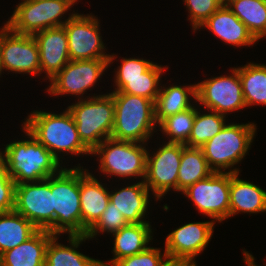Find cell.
Instances as JSON below:
<instances>
[{"label":"cell","mask_w":266,"mask_h":266,"mask_svg":"<svg viewBox=\"0 0 266 266\" xmlns=\"http://www.w3.org/2000/svg\"><path fill=\"white\" fill-rule=\"evenodd\" d=\"M22 129L28 139L11 142L0 151V159L14 182H37L57 174L63 168L60 162L31 133Z\"/></svg>","instance_id":"cell-1"},{"label":"cell","mask_w":266,"mask_h":266,"mask_svg":"<svg viewBox=\"0 0 266 266\" xmlns=\"http://www.w3.org/2000/svg\"><path fill=\"white\" fill-rule=\"evenodd\" d=\"M22 126L60 162V154L91 155L81 141L68 109L60 114L34 110ZM60 153V154H59Z\"/></svg>","instance_id":"cell-2"},{"label":"cell","mask_w":266,"mask_h":266,"mask_svg":"<svg viewBox=\"0 0 266 266\" xmlns=\"http://www.w3.org/2000/svg\"><path fill=\"white\" fill-rule=\"evenodd\" d=\"M114 101V126L111 138L147 143L154 134L155 102L145 97L112 91ZM155 128V129H154Z\"/></svg>","instance_id":"cell-3"},{"label":"cell","mask_w":266,"mask_h":266,"mask_svg":"<svg viewBox=\"0 0 266 266\" xmlns=\"http://www.w3.org/2000/svg\"><path fill=\"white\" fill-rule=\"evenodd\" d=\"M256 130V124L251 122L226 124L201 147L210 169L218 173H225L226 169L228 173H240L238 168L233 167L247 155Z\"/></svg>","instance_id":"cell-4"},{"label":"cell","mask_w":266,"mask_h":266,"mask_svg":"<svg viewBox=\"0 0 266 266\" xmlns=\"http://www.w3.org/2000/svg\"><path fill=\"white\" fill-rule=\"evenodd\" d=\"M53 235H81L80 164L51 176Z\"/></svg>","instance_id":"cell-5"},{"label":"cell","mask_w":266,"mask_h":266,"mask_svg":"<svg viewBox=\"0 0 266 266\" xmlns=\"http://www.w3.org/2000/svg\"><path fill=\"white\" fill-rule=\"evenodd\" d=\"M69 105L79 137L92 152L104 140L111 137L114 126V101L110 93L87 96Z\"/></svg>","instance_id":"cell-6"},{"label":"cell","mask_w":266,"mask_h":266,"mask_svg":"<svg viewBox=\"0 0 266 266\" xmlns=\"http://www.w3.org/2000/svg\"><path fill=\"white\" fill-rule=\"evenodd\" d=\"M23 1V2H22ZM5 25L18 34L34 35L39 31L63 26L67 19L61 18L78 0H22ZM62 20V21H61Z\"/></svg>","instance_id":"cell-7"},{"label":"cell","mask_w":266,"mask_h":266,"mask_svg":"<svg viewBox=\"0 0 266 266\" xmlns=\"http://www.w3.org/2000/svg\"><path fill=\"white\" fill-rule=\"evenodd\" d=\"M147 143L107 138L91 155H98L99 169L104 175L121 178L141 177L144 180L147 162Z\"/></svg>","instance_id":"cell-8"},{"label":"cell","mask_w":266,"mask_h":266,"mask_svg":"<svg viewBox=\"0 0 266 266\" xmlns=\"http://www.w3.org/2000/svg\"><path fill=\"white\" fill-rule=\"evenodd\" d=\"M99 21L92 14L76 13L63 25L66 30L70 60L109 59L110 66L114 58H117L114 53L110 55L105 52L106 46L100 36Z\"/></svg>","instance_id":"cell-9"},{"label":"cell","mask_w":266,"mask_h":266,"mask_svg":"<svg viewBox=\"0 0 266 266\" xmlns=\"http://www.w3.org/2000/svg\"><path fill=\"white\" fill-rule=\"evenodd\" d=\"M196 102L205 110L227 115L246 108L238 68L231 69V75L208 78L196 84Z\"/></svg>","instance_id":"cell-10"},{"label":"cell","mask_w":266,"mask_h":266,"mask_svg":"<svg viewBox=\"0 0 266 266\" xmlns=\"http://www.w3.org/2000/svg\"><path fill=\"white\" fill-rule=\"evenodd\" d=\"M182 194L193 201L196 209L215 222L229 218L230 173L213 172L185 189Z\"/></svg>","instance_id":"cell-11"},{"label":"cell","mask_w":266,"mask_h":266,"mask_svg":"<svg viewBox=\"0 0 266 266\" xmlns=\"http://www.w3.org/2000/svg\"><path fill=\"white\" fill-rule=\"evenodd\" d=\"M14 211L28 219L38 230L53 234L51 176L37 182L16 184Z\"/></svg>","instance_id":"cell-12"},{"label":"cell","mask_w":266,"mask_h":266,"mask_svg":"<svg viewBox=\"0 0 266 266\" xmlns=\"http://www.w3.org/2000/svg\"><path fill=\"white\" fill-rule=\"evenodd\" d=\"M161 146L152 154L147 152L146 173L143 180L148 190L151 189L155 200L161 199L170 190L177 192L182 149L186 145L167 142Z\"/></svg>","instance_id":"cell-13"},{"label":"cell","mask_w":266,"mask_h":266,"mask_svg":"<svg viewBox=\"0 0 266 266\" xmlns=\"http://www.w3.org/2000/svg\"><path fill=\"white\" fill-rule=\"evenodd\" d=\"M109 59L70 60L51 80L47 92L51 95L81 97L103 76ZM82 95V96H81Z\"/></svg>","instance_id":"cell-14"},{"label":"cell","mask_w":266,"mask_h":266,"mask_svg":"<svg viewBox=\"0 0 266 266\" xmlns=\"http://www.w3.org/2000/svg\"><path fill=\"white\" fill-rule=\"evenodd\" d=\"M0 53L3 71L39 76V47L33 35L15 33L4 24L0 29Z\"/></svg>","instance_id":"cell-15"},{"label":"cell","mask_w":266,"mask_h":266,"mask_svg":"<svg viewBox=\"0 0 266 266\" xmlns=\"http://www.w3.org/2000/svg\"><path fill=\"white\" fill-rule=\"evenodd\" d=\"M213 220L190 222L167 235L165 251L170 262H195V258L205 250L213 235Z\"/></svg>","instance_id":"cell-16"},{"label":"cell","mask_w":266,"mask_h":266,"mask_svg":"<svg viewBox=\"0 0 266 266\" xmlns=\"http://www.w3.org/2000/svg\"><path fill=\"white\" fill-rule=\"evenodd\" d=\"M39 47L40 74L51 80L69 61L68 40L63 26L39 31L33 35Z\"/></svg>","instance_id":"cell-17"},{"label":"cell","mask_w":266,"mask_h":266,"mask_svg":"<svg viewBox=\"0 0 266 266\" xmlns=\"http://www.w3.org/2000/svg\"><path fill=\"white\" fill-rule=\"evenodd\" d=\"M80 166L81 235L99 220L109 203V190L94 174Z\"/></svg>","instance_id":"cell-18"},{"label":"cell","mask_w":266,"mask_h":266,"mask_svg":"<svg viewBox=\"0 0 266 266\" xmlns=\"http://www.w3.org/2000/svg\"><path fill=\"white\" fill-rule=\"evenodd\" d=\"M207 28L224 43L233 46H251L258 40L252 35L245 24L227 7L222 5L213 13L199 29Z\"/></svg>","instance_id":"cell-19"},{"label":"cell","mask_w":266,"mask_h":266,"mask_svg":"<svg viewBox=\"0 0 266 266\" xmlns=\"http://www.w3.org/2000/svg\"><path fill=\"white\" fill-rule=\"evenodd\" d=\"M118 190L109 193V201L115 205L125 220L129 224L149 222L145 220V215L150 205V191L144 181L141 180Z\"/></svg>","instance_id":"cell-20"},{"label":"cell","mask_w":266,"mask_h":266,"mask_svg":"<svg viewBox=\"0 0 266 266\" xmlns=\"http://www.w3.org/2000/svg\"><path fill=\"white\" fill-rule=\"evenodd\" d=\"M152 229L149 222L132 223L122 227L119 231L113 233L114 247L112 253L114 257L105 263L101 261V266H113L122 258L133 256L144 251L152 238ZM110 263V264H109Z\"/></svg>","instance_id":"cell-21"},{"label":"cell","mask_w":266,"mask_h":266,"mask_svg":"<svg viewBox=\"0 0 266 266\" xmlns=\"http://www.w3.org/2000/svg\"><path fill=\"white\" fill-rule=\"evenodd\" d=\"M238 173H230L229 217L240 213L266 212V191L252 182L242 180Z\"/></svg>","instance_id":"cell-22"},{"label":"cell","mask_w":266,"mask_h":266,"mask_svg":"<svg viewBox=\"0 0 266 266\" xmlns=\"http://www.w3.org/2000/svg\"><path fill=\"white\" fill-rule=\"evenodd\" d=\"M55 235L38 230L31 238L0 256V266H44L46 249Z\"/></svg>","instance_id":"cell-23"},{"label":"cell","mask_w":266,"mask_h":266,"mask_svg":"<svg viewBox=\"0 0 266 266\" xmlns=\"http://www.w3.org/2000/svg\"><path fill=\"white\" fill-rule=\"evenodd\" d=\"M58 237L55 235L49 241L44 266H101V260L93 259L76 250L83 241L89 240L86 235L68 236L70 246L59 243Z\"/></svg>","instance_id":"cell-24"},{"label":"cell","mask_w":266,"mask_h":266,"mask_svg":"<svg viewBox=\"0 0 266 266\" xmlns=\"http://www.w3.org/2000/svg\"><path fill=\"white\" fill-rule=\"evenodd\" d=\"M192 99L196 100V84L183 87L161 85L155 102L156 123L159 124L164 118L191 108L194 105L190 103Z\"/></svg>","instance_id":"cell-25"},{"label":"cell","mask_w":266,"mask_h":266,"mask_svg":"<svg viewBox=\"0 0 266 266\" xmlns=\"http://www.w3.org/2000/svg\"><path fill=\"white\" fill-rule=\"evenodd\" d=\"M38 229L21 214L0 213V256L31 238Z\"/></svg>","instance_id":"cell-26"},{"label":"cell","mask_w":266,"mask_h":266,"mask_svg":"<svg viewBox=\"0 0 266 266\" xmlns=\"http://www.w3.org/2000/svg\"><path fill=\"white\" fill-rule=\"evenodd\" d=\"M212 173L213 171L210 169L202 149L185 146L182 149L178 170L177 192H183L190 185L208 177Z\"/></svg>","instance_id":"cell-27"},{"label":"cell","mask_w":266,"mask_h":266,"mask_svg":"<svg viewBox=\"0 0 266 266\" xmlns=\"http://www.w3.org/2000/svg\"><path fill=\"white\" fill-rule=\"evenodd\" d=\"M226 5L258 41L266 37V0H228Z\"/></svg>","instance_id":"cell-28"},{"label":"cell","mask_w":266,"mask_h":266,"mask_svg":"<svg viewBox=\"0 0 266 266\" xmlns=\"http://www.w3.org/2000/svg\"><path fill=\"white\" fill-rule=\"evenodd\" d=\"M246 106H266V64L248 63L238 67Z\"/></svg>","instance_id":"cell-29"},{"label":"cell","mask_w":266,"mask_h":266,"mask_svg":"<svg viewBox=\"0 0 266 266\" xmlns=\"http://www.w3.org/2000/svg\"><path fill=\"white\" fill-rule=\"evenodd\" d=\"M165 68L168 69V66L164 67L154 63L143 73L141 78L115 79L116 88L114 91L145 97L156 102L161 87V76Z\"/></svg>","instance_id":"cell-30"},{"label":"cell","mask_w":266,"mask_h":266,"mask_svg":"<svg viewBox=\"0 0 266 266\" xmlns=\"http://www.w3.org/2000/svg\"><path fill=\"white\" fill-rule=\"evenodd\" d=\"M200 113L196 108V115L191 135L185 143L187 147L201 148L226 125V116L214 111Z\"/></svg>","instance_id":"cell-31"},{"label":"cell","mask_w":266,"mask_h":266,"mask_svg":"<svg viewBox=\"0 0 266 266\" xmlns=\"http://www.w3.org/2000/svg\"><path fill=\"white\" fill-rule=\"evenodd\" d=\"M196 115V107L170 115L164 118L157 126L163 134L167 135L168 142L185 144L192 132Z\"/></svg>","instance_id":"cell-32"},{"label":"cell","mask_w":266,"mask_h":266,"mask_svg":"<svg viewBox=\"0 0 266 266\" xmlns=\"http://www.w3.org/2000/svg\"><path fill=\"white\" fill-rule=\"evenodd\" d=\"M128 224L123 215L115 208V205L109 201L107 208L99 220L87 231L86 236L88 239L96 238L100 232L112 235Z\"/></svg>","instance_id":"cell-33"},{"label":"cell","mask_w":266,"mask_h":266,"mask_svg":"<svg viewBox=\"0 0 266 266\" xmlns=\"http://www.w3.org/2000/svg\"><path fill=\"white\" fill-rule=\"evenodd\" d=\"M189 13L188 20L191 21L195 32L200 26L215 13L222 4L218 0H183Z\"/></svg>","instance_id":"cell-34"},{"label":"cell","mask_w":266,"mask_h":266,"mask_svg":"<svg viewBox=\"0 0 266 266\" xmlns=\"http://www.w3.org/2000/svg\"><path fill=\"white\" fill-rule=\"evenodd\" d=\"M160 250L149 246L136 255L118 260L113 266H168L170 261L167 253L164 250L162 254Z\"/></svg>","instance_id":"cell-35"},{"label":"cell","mask_w":266,"mask_h":266,"mask_svg":"<svg viewBox=\"0 0 266 266\" xmlns=\"http://www.w3.org/2000/svg\"><path fill=\"white\" fill-rule=\"evenodd\" d=\"M16 183L0 159V213L14 211Z\"/></svg>","instance_id":"cell-36"},{"label":"cell","mask_w":266,"mask_h":266,"mask_svg":"<svg viewBox=\"0 0 266 266\" xmlns=\"http://www.w3.org/2000/svg\"><path fill=\"white\" fill-rule=\"evenodd\" d=\"M121 65L115 71L114 79H135L143 77L154 63L140 58H122Z\"/></svg>","instance_id":"cell-37"},{"label":"cell","mask_w":266,"mask_h":266,"mask_svg":"<svg viewBox=\"0 0 266 266\" xmlns=\"http://www.w3.org/2000/svg\"><path fill=\"white\" fill-rule=\"evenodd\" d=\"M243 253H244V260L243 261H245L247 266H258L255 264V261H254L255 258L252 254H250L248 251H244V250H243Z\"/></svg>","instance_id":"cell-38"},{"label":"cell","mask_w":266,"mask_h":266,"mask_svg":"<svg viewBox=\"0 0 266 266\" xmlns=\"http://www.w3.org/2000/svg\"><path fill=\"white\" fill-rule=\"evenodd\" d=\"M168 266H198L195 262H170Z\"/></svg>","instance_id":"cell-39"},{"label":"cell","mask_w":266,"mask_h":266,"mask_svg":"<svg viewBox=\"0 0 266 266\" xmlns=\"http://www.w3.org/2000/svg\"><path fill=\"white\" fill-rule=\"evenodd\" d=\"M3 72V68H2V63H1V53H0V75L2 74ZM1 77V76H0Z\"/></svg>","instance_id":"cell-40"},{"label":"cell","mask_w":266,"mask_h":266,"mask_svg":"<svg viewBox=\"0 0 266 266\" xmlns=\"http://www.w3.org/2000/svg\"><path fill=\"white\" fill-rule=\"evenodd\" d=\"M222 5H226L228 0H218Z\"/></svg>","instance_id":"cell-41"}]
</instances>
